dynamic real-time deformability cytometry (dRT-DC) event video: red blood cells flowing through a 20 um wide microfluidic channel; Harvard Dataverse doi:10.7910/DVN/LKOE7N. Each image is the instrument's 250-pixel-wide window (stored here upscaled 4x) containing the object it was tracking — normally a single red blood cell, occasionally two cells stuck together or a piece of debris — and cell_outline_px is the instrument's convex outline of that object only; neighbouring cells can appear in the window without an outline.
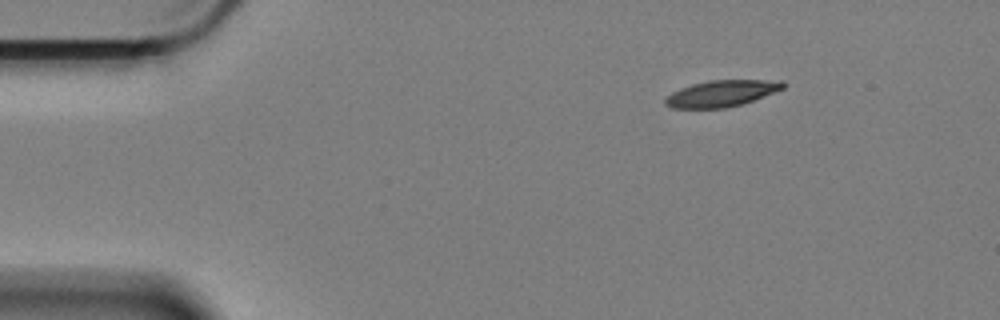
{"species": "Egyptian fruit bat (a non-hibernating species)", "species_latin": "Rousettus aegyptiacus", "temperature_condition": "cold", "stored_images_in_passage": 52, "camera_frame_rate_fps": 3000, "um_per_image_px": 0.085, "animal": {"sex": "female"}, "frame": {"image": 1, "passage_image": 1, "time_ms": 0.0, "image_size_px": [1000, 320], "cell_outline_px": [[784, 88], [752, 100], [740, 104], [724, 108], [672, 108], [664, 104], [664, 100], [672, 92], [680, 88], [692, 84], [708, 80], [784, 80]], "centroid_in_image_um": [61.3, 7.93], "position_along_channel_um": 23.7, "area_um2": 17.92}}
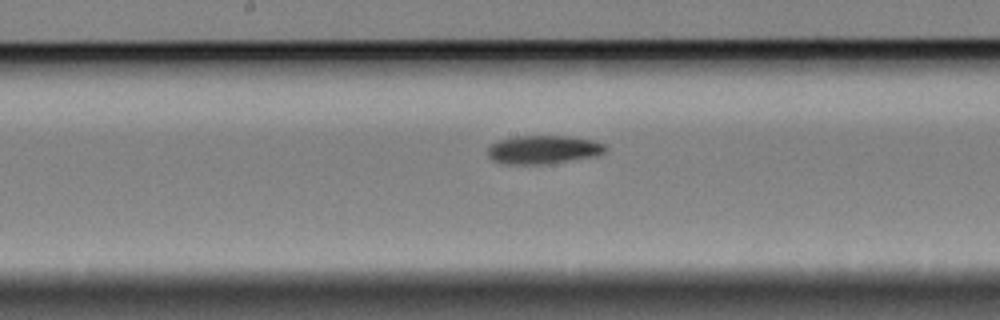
{"frame": {"image": 2, "passage_image": 23, "time_ms": 7.333, "image_size_px": [1000, 320], "cell_outline_px": [[608, 148], [600, 156], [548, 164], [504, 164], [492, 160], [488, 156], [488, 148], [492, 144], [500, 140], [516, 136], [568, 136], [592, 140], [604, 144]], "centroid_in_image_um": [46.22, 12.73], "position_along_channel_um": 202.0, "area_um2": 19.71}}
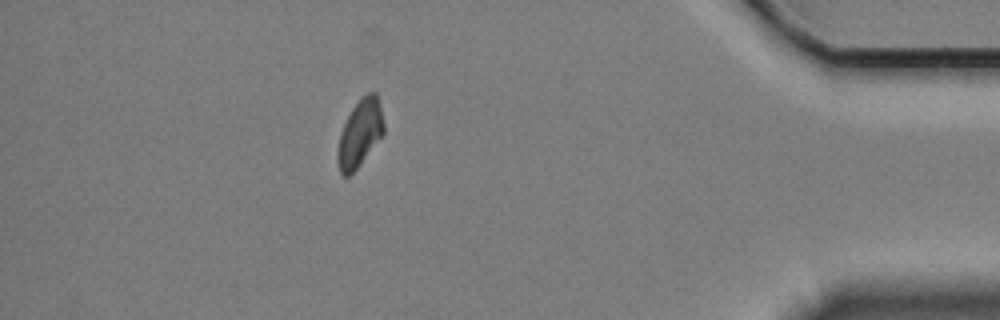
{"frame": {"image": 3, "passage_image": 45, "time_ms": 14.667, "image_size_px": [1000, 320], "cell_outline_px": [[384, 132], [360, 164], [348, 176], [344, 176], [340, 172], [336, 160], [336, 152], [340, 132], [352, 108], [360, 96], [368, 92], [376, 92], [384, 124]], "centroid_in_image_um": [30.56, 11.31], "position_along_channel_um": 404.6, "area_um2": 17.92}, "authors_computed_cell_mechanics": {"area_um2": 19.0451, "velocity_mm_per_s": 3.3758, "shape_relaxation_time_tau1_ms": 7.1549, "shape_relaxation_time_tau2_ms": null, "deformation_change_tau1": 0.1646, "deformation_change_tau2": null}}